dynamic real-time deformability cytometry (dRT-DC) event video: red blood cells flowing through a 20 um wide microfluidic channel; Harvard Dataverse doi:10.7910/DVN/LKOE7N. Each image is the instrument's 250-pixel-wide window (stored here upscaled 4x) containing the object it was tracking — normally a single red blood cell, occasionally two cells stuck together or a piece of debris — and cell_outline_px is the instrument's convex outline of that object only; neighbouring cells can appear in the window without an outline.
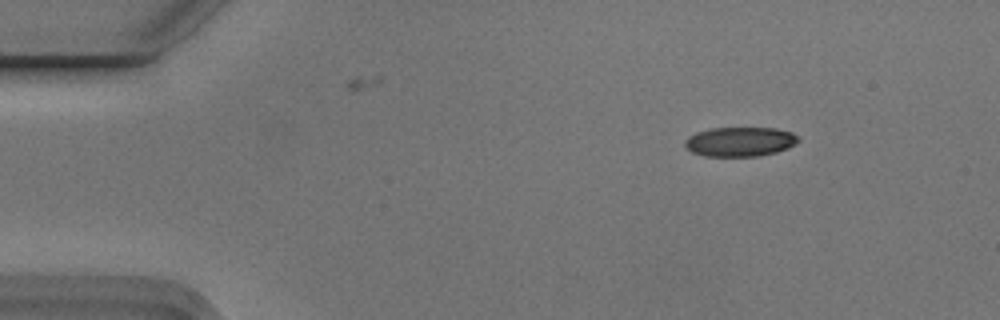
{"species": "Egyptian fruit bat (a non-hibernating species)", "species_latin": "Rousettus aegyptiacus", "temperature_condition": "cold", "stored_images_in_passage": 7, "camera_frame_rate_fps": 3000, "um_per_image_px": 0.085, "animal": {"sex": "male"}, "frame": {"image": 1, "passage_image": 1, "time_ms": 0.0, "image_size_px": [1000, 320], "cell_outline_px": [[800, 140], [796, 144], [788, 148], [776, 152], [760, 156], [704, 156], [692, 152], [684, 144], [684, 140], [688, 136], [696, 132], [712, 128], [776, 128], [792, 132]], "centroid_in_image_um": [62.9, 12.04], "position_along_channel_um": 22.1, "area_um2": 19.54}}
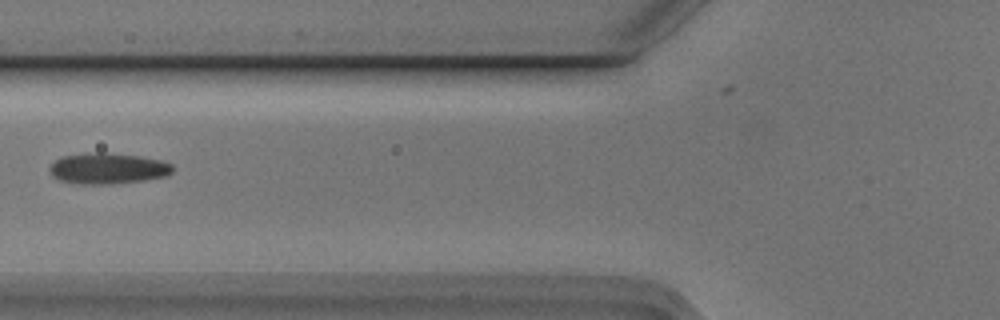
{"frame": {"image": 2, "passage_image": 5, "time_ms": 1.333, "image_size_px": [1000, 320], "cell_outline_px": [[172, 172], [168, 176], [144, 180], [112, 184], [72, 184], [60, 180], [52, 176], [48, 168], [60, 156], [96, 152], [104, 152], [140, 156], [160, 160], [172, 164]], "centroid_in_image_um": [9.14, 14.32], "position_along_channel_um": 116.7, "area_um2": 22.37}}
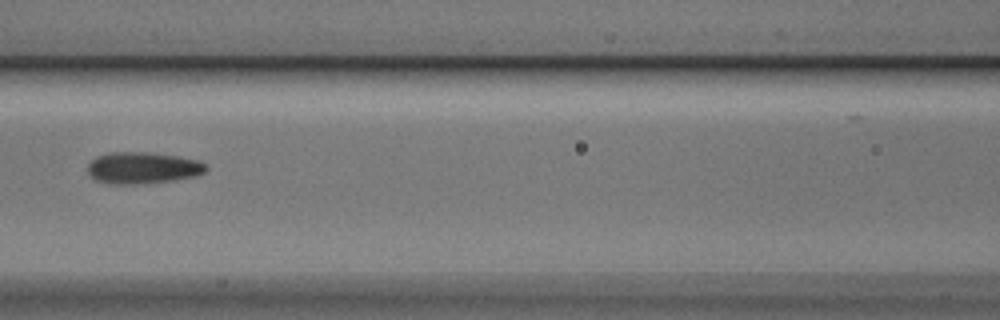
{"frame": {"image": 3, "passage_image": 6, "time_ms": 1.667, "image_size_px": [1000, 320], "cell_outline_px": [[208, 168], [204, 172], [196, 176], [176, 180], [144, 184], [108, 184], [96, 180], [88, 172], [88, 164], [96, 156], [112, 152], [144, 152], [176, 156], [196, 160], [204, 164]], "centroid_in_image_um": [12.11, 14.28], "position_along_channel_um": 154.5, "area_um2": 21.79}}